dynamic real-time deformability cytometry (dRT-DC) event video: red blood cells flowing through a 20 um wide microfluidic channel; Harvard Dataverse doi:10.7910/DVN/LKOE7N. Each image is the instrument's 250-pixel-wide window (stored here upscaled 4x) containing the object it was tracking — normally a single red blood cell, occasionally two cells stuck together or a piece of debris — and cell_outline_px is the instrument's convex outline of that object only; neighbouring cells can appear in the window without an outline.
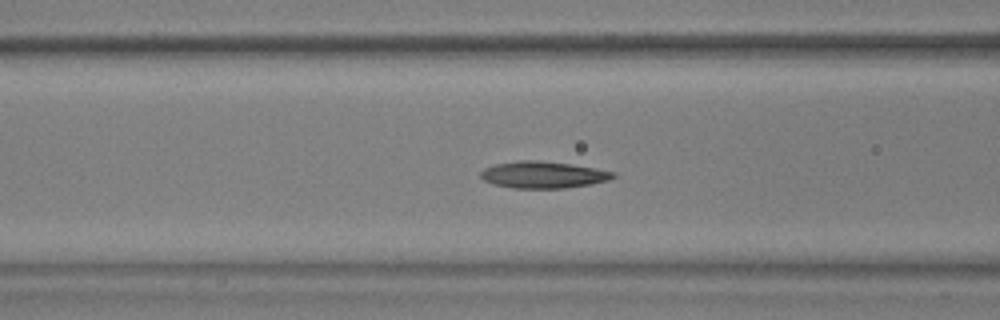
{"species": "common noctule bat (a hibernating species)", "species_latin": "Nyctalus noctula", "temperature_condition": "warm", "stored_images_in_passage": 58, "camera_frame_rate_fps": 3000, "um_per_image_px": 0.085, "animal": {"sex": "male", "body_mass_g": 17.9, "forearm_length_mm": 54.2}, "frame": {"image": 1, "passage_image": 23, "time_ms": 7.333, "image_size_px": [1000, 320], "cell_outline_px": [[616, 176], [608, 180], [588, 184], [564, 188], [512, 188], [496, 184], [484, 180], [480, 176], [480, 172], [484, 168], [496, 164], [520, 160], [536, 160], [568, 164], [616, 172]], "centroid_in_image_um": [46.14, 14.85], "position_along_channel_um": 120.5, "area_um2": 20.29}}
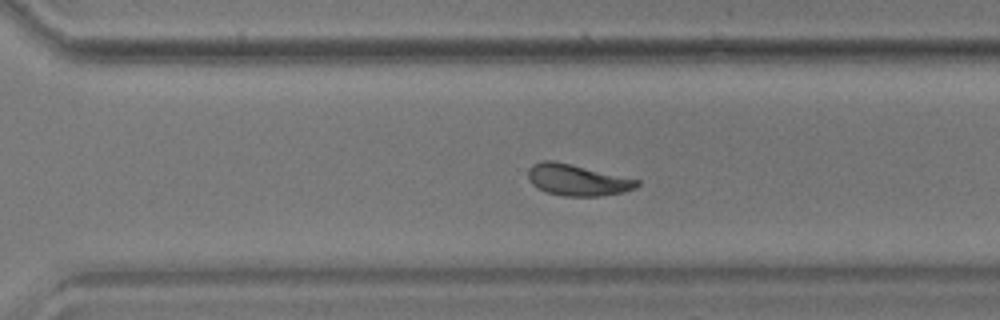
{"frame": {"image": 2, "passage_image": 40, "time_ms": 13.0, "image_size_px": [1000, 320], "cell_outline_px": [[640, 184], [636, 188], [624, 192], [596, 196], [564, 196], [548, 192], [532, 184], [528, 180], [528, 168], [532, 164], [540, 160], [552, 160], [572, 164], [640, 180]], "centroid_in_image_um": [49.06, 15.28], "position_along_channel_um": 321.5, "area_um2": 19.88}}
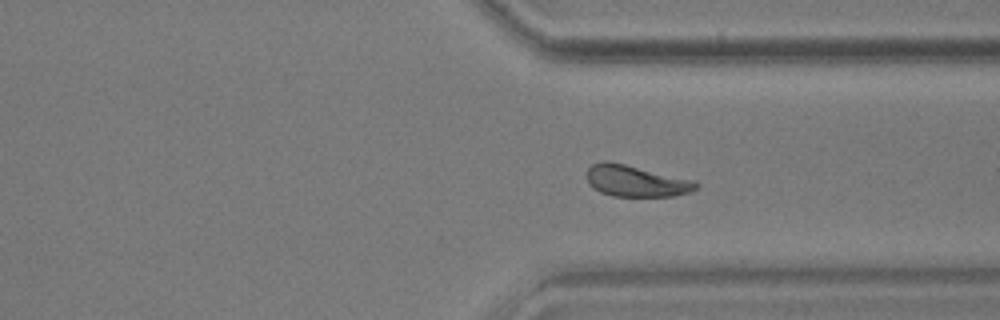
{"frame": {"image": 3, "passage_image": 43, "time_ms": 14.0, "image_size_px": [1000, 320], "cell_outline_px": [[700, 184], [696, 188], [688, 192], [672, 196], [612, 196], [600, 192], [588, 184], [588, 168], [592, 164], [604, 160], [608, 160], [696, 180]], "centroid_in_image_um": [54.06, 15.37], "position_along_channel_um": 357.3, "area_um2": 20.06}, "authors_computed_cell_mechanics": {"area_um2": 20.2878, "velocity_mm_per_s": 3.5527, "shape_relaxation_time_tau1_ms": 5.9574, "shape_relaxation_time_tau2_ms": 2.664, "deformation_change_tau1": 0.1631, "deformation_change_tau2": 0.0915}}